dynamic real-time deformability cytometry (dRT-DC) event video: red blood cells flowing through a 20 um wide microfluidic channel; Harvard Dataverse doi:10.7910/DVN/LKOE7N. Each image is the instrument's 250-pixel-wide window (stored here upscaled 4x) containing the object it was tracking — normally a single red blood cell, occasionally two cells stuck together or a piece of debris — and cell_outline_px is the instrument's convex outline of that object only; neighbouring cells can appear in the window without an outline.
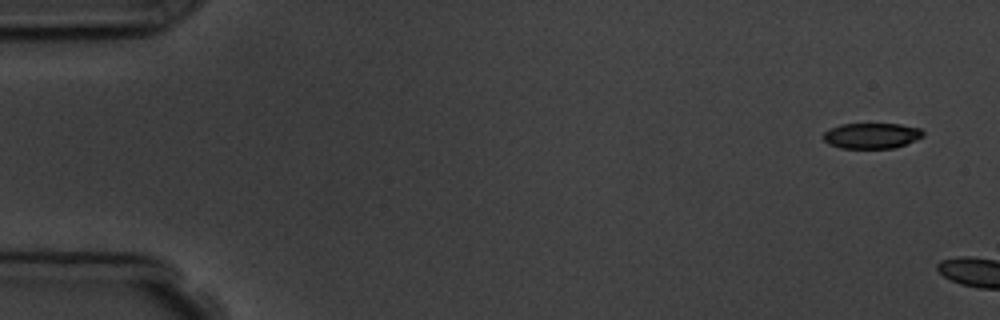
{"species": "common noctule bat (a hibernating species)", "species_latin": "Nyctalus noctula", "temperature_condition": "room temperature", "stored_images_in_passage": 2, "camera_frame_rate_fps": 3000, "um_per_image_px": 0.085, "animal": {"sex": "male", "body_mass_g": 19.5, "forearm_length_mm": 54.6}, "frame": {"image": 1, "passage_image": 1, "time_ms": 0.0, "image_size_px": [1000, 320], "cell_outline_px": [[924, 136], [896, 148], [840, 148], [828, 144], [824, 140], [824, 132], [840, 124], [900, 124], [920, 128], [924, 132]], "centroid_in_image_um": [74.1, 11.54], "position_along_channel_um": 10.9, "area_um2": 14.85}}